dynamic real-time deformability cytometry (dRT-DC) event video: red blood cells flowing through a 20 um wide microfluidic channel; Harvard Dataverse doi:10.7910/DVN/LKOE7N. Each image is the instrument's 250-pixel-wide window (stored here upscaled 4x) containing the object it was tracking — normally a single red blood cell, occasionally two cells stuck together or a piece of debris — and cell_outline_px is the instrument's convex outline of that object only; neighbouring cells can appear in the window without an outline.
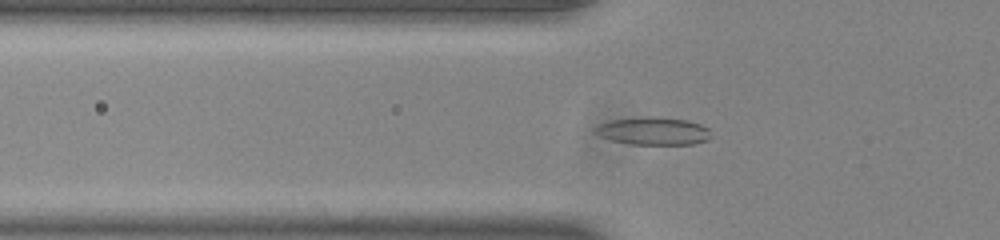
{"species": "common noctule bat (a hibernating species)", "species_latin": "Nyctalus noctula", "temperature_condition": "room temperature", "stored_images_in_passage": 40, "camera_frame_rate_fps": 3000, "um_per_image_px": 0.085, "animal": {"sex": "male", "body_mass_g": 20.0, "forearm_length_mm": 53.3}, "frame": {"image": 1, "passage_image": 5, "time_ms": 1.333, "image_size_px": [1000, 240], "cell_outline_px": [[712, 136], [708, 140], [692, 144], [632, 144], [612, 140], [600, 136], [596, 132], [596, 128], [600, 124], [608, 120], [652, 116], [688, 120], [700, 124], [708, 128]], "centroid_in_image_um": [55.58, 11.13], "position_along_channel_um": 70.2, "area_um2": 18.61}}
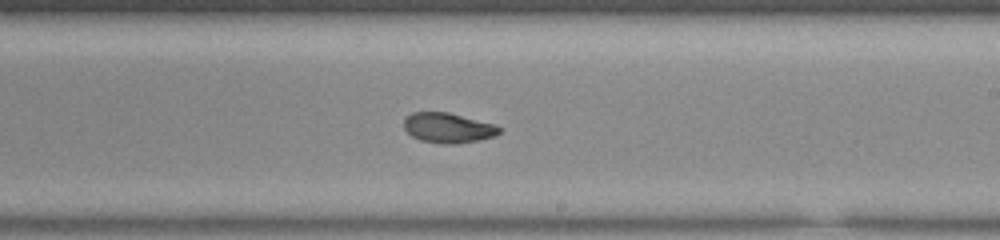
{"frame": {"image": 2, "passage_image": 19, "time_ms": 6.0, "image_size_px": [1000, 240], "cell_outline_px": [[504, 128], [500, 132], [492, 136], [476, 140], [456, 144], [440, 144], [420, 140], [412, 136], [404, 128], [404, 120], [412, 112], [448, 112], [496, 124]], "centroid_in_image_um": [38.1, 10.86], "position_along_channel_um": 250.9, "area_um2": 16.7}}
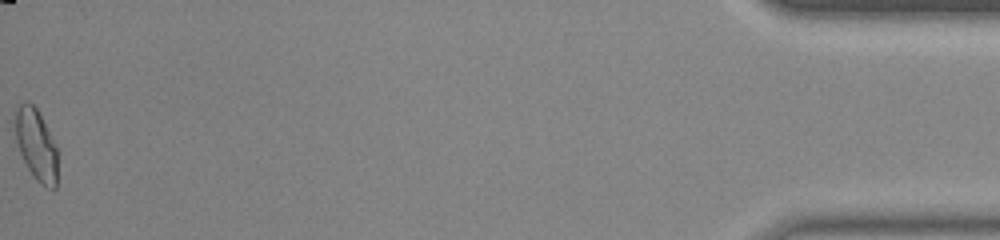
{"frame": {"image": 3, "passage_image": 40, "time_ms": 13.0, "image_size_px": [1000, 240], "cell_outline_px": [[56, 188], [48, 188], [40, 184], [36, 180], [28, 168], [20, 152], [16, 140], [16, 108], [24, 100], [28, 100], [36, 108], [56, 148]], "centroid_in_image_um": [3.06, 12.31], "position_along_channel_um": 432.1, "area_um2": 16.99}, "authors_computed_cell_mechanics": {"area_um2": 17.1088, "velocity_mm_per_s": 3.8859, "shape_relaxation_time_tau1_ms": null, "shape_relaxation_time_tau2_ms": 1.6905, "deformation_change_tau1": null, "deformation_change_tau2": 0.0622}}